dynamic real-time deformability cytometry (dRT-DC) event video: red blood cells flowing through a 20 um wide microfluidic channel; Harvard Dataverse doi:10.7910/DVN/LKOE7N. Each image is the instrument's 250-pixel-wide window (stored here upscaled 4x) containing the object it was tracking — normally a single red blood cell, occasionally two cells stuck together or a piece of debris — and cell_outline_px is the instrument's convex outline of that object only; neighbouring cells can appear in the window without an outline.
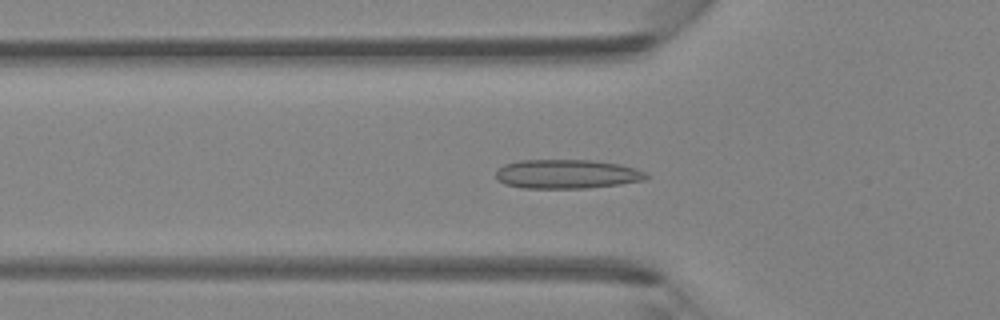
{"species": "Egyptian fruit bat (a non-hibernating species)", "species_latin": "Rousettus aegyptiacus", "temperature_condition": "room temperature", "stored_images_in_passage": 45, "camera_frame_rate_fps": 3000, "um_per_image_px": 0.085, "animal": {"sex": "female"}, "frame": {"image": 1, "passage_image": 15, "time_ms": 4.667, "image_size_px": [1000, 320], "cell_outline_px": [[648, 176], [644, 180], [620, 184], [588, 188], [520, 188], [504, 184], [496, 180], [496, 172], [504, 164], [516, 160], [592, 160], [620, 164], [636, 168], [648, 172]], "centroid_in_image_um": [48.18, 14.79], "position_along_channel_um": 77.6, "area_um2": 25.78}}
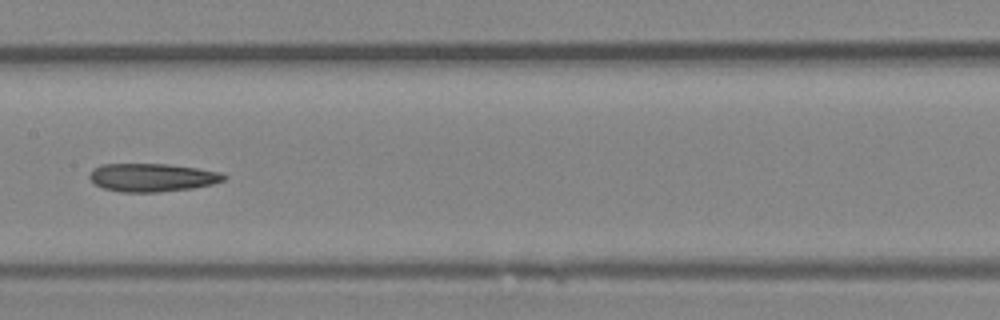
{"frame": {"image": 2, "passage_image": 23, "time_ms": 7.333, "image_size_px": [1000, 320], "cell_outline_px": [[228, 176], [224, 180], [212, 184], [192, 188], [156, 192], [120, 192], [104, 188], [96, 184], [88, 176], [92, 168], [100, 164], [168, 164], [196, 168], [220, 172]], "centroid_in_image_um": [12.92, 15.08], "position_along_channel_um": 194.5, "area_um2": 22.02}}
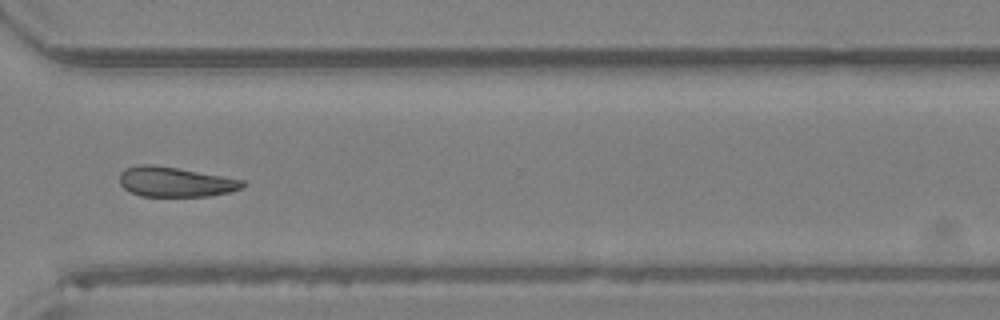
{"frame": {"image": 3, "passage_image": 34, "time_ms": 11.0, "image_size_px": [1000, 320], "cell_outline_px": [[244, 184], [240, 188], [228, 192], [208, 196], [140, 196], [124, 188], [120, 184], [120, 172], [124, 168], [140, 164], [152, 164], [176, 168], [244, 180]], "centroid_in_image_um": [14.84, 15.45], "position_along_channel_um": 355.8, "area_um2": 21.15}}